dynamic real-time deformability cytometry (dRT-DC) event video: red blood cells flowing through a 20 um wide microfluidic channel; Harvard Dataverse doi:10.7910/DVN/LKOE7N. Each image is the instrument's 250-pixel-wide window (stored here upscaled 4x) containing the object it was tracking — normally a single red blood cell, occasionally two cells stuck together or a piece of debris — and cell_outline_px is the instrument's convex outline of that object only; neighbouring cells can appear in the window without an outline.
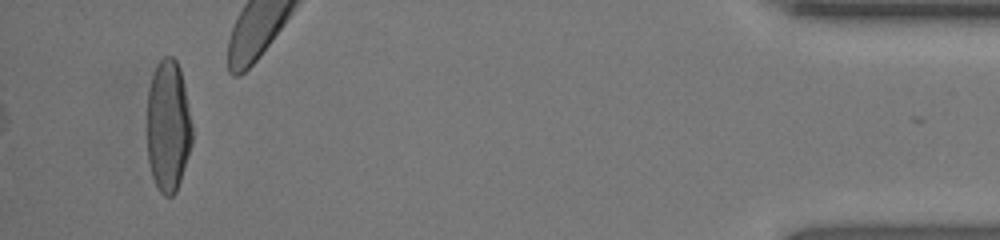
{"species": "human", "species_latin": "Homo sapiens", "temperature_condition": "room temperature", "stored_images_in_passage": 34, "camera_frame_rate_fps": 3000, "um_per_image_px": 0.085, "donor": {"sex": "female"}, "frame": {"image": 1, "passage_image": 34, "time_ms": 11.0, "image_size_px": [1000, 240], "cell_outline_px": [[192, 144], [176, 192], [172, 196], [164, 196], [160, 192], [152, 176], [148, 160], [148, 88], [156, 64], [164, 56], [172, 56], [176, 60], [180, 68], [192, 124]], "centroid_in_image_um": [14.29, 10.7], "position_along_channel_um": 420.9, "area_um2": 34.51}}